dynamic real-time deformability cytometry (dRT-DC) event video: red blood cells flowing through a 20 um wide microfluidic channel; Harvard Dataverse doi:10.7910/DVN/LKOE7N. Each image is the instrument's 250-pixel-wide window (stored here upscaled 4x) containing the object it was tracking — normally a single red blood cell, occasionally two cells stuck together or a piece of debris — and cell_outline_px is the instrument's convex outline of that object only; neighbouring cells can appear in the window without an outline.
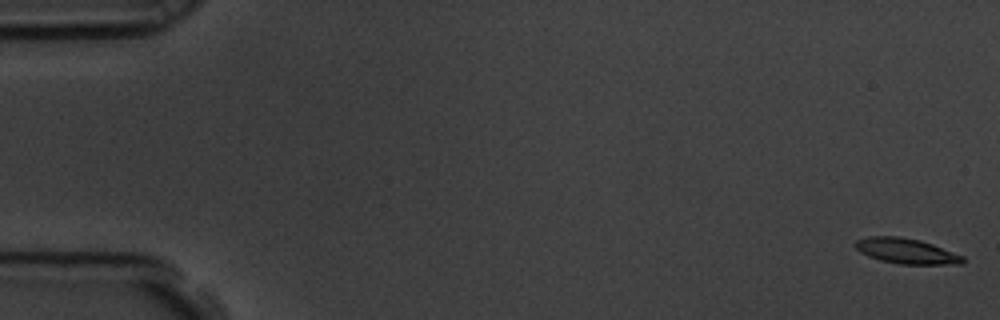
{"species": "common noctule bat (a hibernating species)", "species_latin": "Nyctalus noctula", "temperature_condition": "room temperature", "stored_images_in_passage": 59, "segment_of_instrument_passage": [1, 2], "camera_frame_rate_fps": 3000, "um_per_image_px": 0.085, "animal": {"sex": "male", "body_mass_g": 19.5, "forearm_length_mm": 54.6}, "frame": {"image": 1, "passage_image": 1, "time_ms": 0.0, "image_size_px": [1000, 320], "cell_outline_px": [[964, 264], [900, 264], [880, 260], [868, 256], [860, 252], [856, 248], [856, 240], [868, 236], [900, 236], [920, 240], [932, 244], [964, 256]], "centroid_in_image_um": [77.04, 21.33], "position_along_channel_um": 8.0, "area_um2": 15.84}}
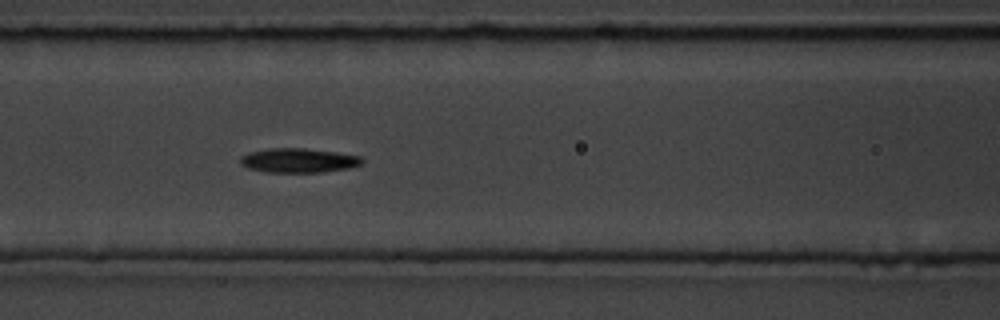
{"frame": {"image": 2, "passage_image": 25, "time_ms": 8.0, "image_size_px": [1000, 320], "cell_outline_px": [[364, 160], [360, 164], [348, 168], [320, 172], [268, 172], [248, 168], [240, 164], [240, 156], [248, 152], [272, 148], [304, 148], [336, 152], [360, 156]], "centroid_in_image_um": [25.34, 13.63], "position_along_channel_um": 141.3, "area_um2": 17.17}}
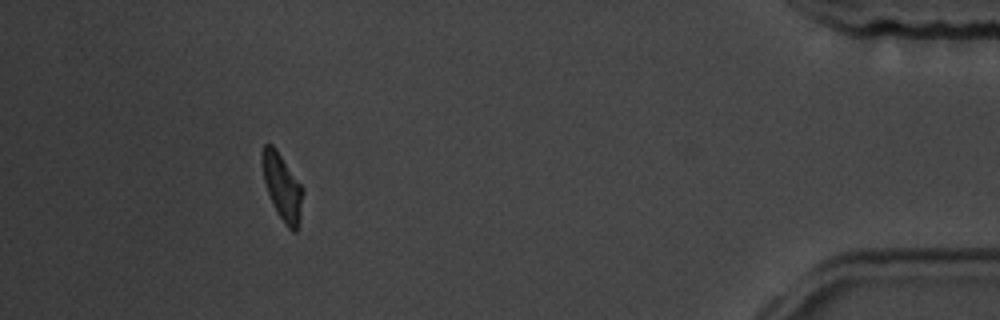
{"frame": {"image": 3, "passage_image": 53, "time_ms": 17.333, "image_size_px": [1000, 320], "cell_outline_px": [[304, 192], [300, 216], [296, 232], [292, 232], [288, 228], [276, 212], [268, 192], [264, 180], [260, 160], [260, 156], [264, 144], [272, 144], [276, 148], [300, 184]], "centroid_in_image_um": [23.97, 15.87], "position_along_channel_um": 411.2, "area_um2": 15.66}}